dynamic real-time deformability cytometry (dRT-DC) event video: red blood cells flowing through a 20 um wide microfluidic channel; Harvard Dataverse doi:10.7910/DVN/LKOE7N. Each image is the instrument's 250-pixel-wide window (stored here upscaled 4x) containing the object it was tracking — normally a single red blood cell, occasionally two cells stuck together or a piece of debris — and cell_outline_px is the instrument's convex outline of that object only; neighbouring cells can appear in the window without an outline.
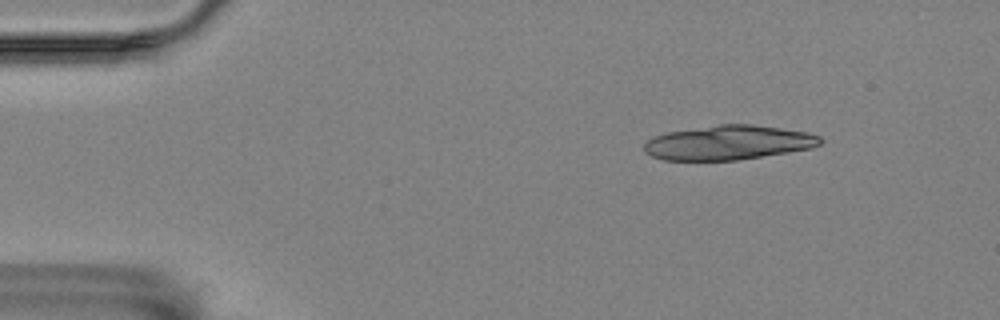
{"species": "Egyptian fruit bat (a non-hibernating species)", "species_latin": "Rousettus aegyptiacus", "temperature_condition": "room temperature", "stored_images_in_passage": 44, "segment_of_instrument_passage": [1, 2], "camera_frame_rate_fps": 3000, "um_per_image_px": 0.085, "animal": {"sex": "female"}, "frame": {"image": 1, "passage_image": 1, "time_ms": 0.0, "image_size_px": [1000, 320], "cell_outline_px": [[824, 140], [820, 144], [812, 148], [788, 152], [736, 160], [664, 160], [652, 156], [644, 152], [644, 144], [652, 136], [668, 132], [720, 124], [752, 124], [808, 132], [820, 136]], "centroid_in_image_um": [61.92, 12.12], "position_along_channel_um": 23.1, "area_um2": 35.26}}